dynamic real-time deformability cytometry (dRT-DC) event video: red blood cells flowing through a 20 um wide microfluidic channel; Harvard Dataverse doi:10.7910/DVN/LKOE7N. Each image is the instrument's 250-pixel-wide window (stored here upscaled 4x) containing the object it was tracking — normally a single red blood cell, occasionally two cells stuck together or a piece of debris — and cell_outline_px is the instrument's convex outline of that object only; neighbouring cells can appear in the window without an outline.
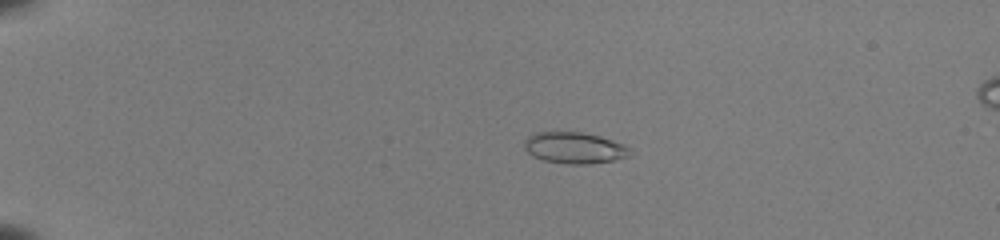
{"species": "common noctule bat (a hibernating species)", "species_latin": "Nyctalus noctula", "temperature_condition": "room temperature", "stored_images_in_passage": 42, "camera_frame_rate_fps": 3000, "um_per_image_px": 0.085, "animal": {"sex": "female", "body_mass_g": 22.0, "forearm_length_mm": 56.7}, "frame": {"image": 1, "passage_image": 2, "time_ms": 0.333, "image_size_px": [1000, 240], "cell_outline_px": [[628, 156], [612, 160], [592, 164], [568, 164], [544, 160], [532, 156], [524, 148], [524, 140], [528, 136], [536, 132], [584, 132], [600, 136], [624, 144], [628, 148]], "centroid_in_image_um": [48.78, 12.56], "position_along_channel_um": 36.2, "area_um2": 19.19}}
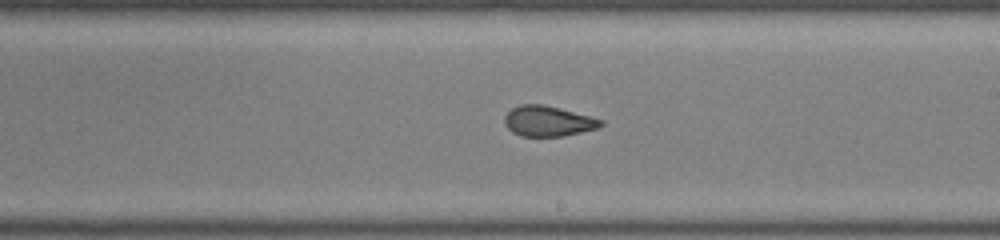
{"frame": {"image": 2, "passage_image": 23, "time_ms": 7.333, "image_size_px": [1000, 240], "cell_outline_px": [[604, 124], [596, 128], [564, 136], [520, 136], [512, 132], [504, 124], [504, 116], [512, 108], [520, 104], [540, 104], [560, 108], [604, 120]], "centroid_in_image_um": [46.56, 10.29], "position_along_channel_um": 242.4, "area_um2": 16.99}}
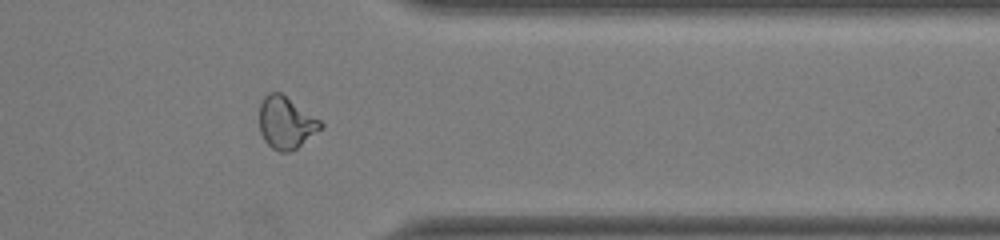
{"frame": {"image": 3, "passage_image": 34, "time_ms": 11.0, "image_size_px": [1000, 240], "cell_outline_px": [[324, 128], [296, 148], [288, 152], [280, 152], [272, 148], [264, 140], [260, 132], [260, 104], [264, 96], [268, 92], [280, 92], [320, 120], [324, 124]], "centroid_in_image_um": [24.32, 10.43], "position_along_channel_um": 387.1, "area_um2": 18.55}, "authors_computed_cell_mechanics": {"area_um2": 18.4382, "velocity_mm_per_s": 4.0092, "shape_relaxation_time_tau1_ms": null, "shape_relaxation_time_tau2_ms": 1.2429, "deformation_change_tau1": null, "deformation_change_tau2": 0.0593}}